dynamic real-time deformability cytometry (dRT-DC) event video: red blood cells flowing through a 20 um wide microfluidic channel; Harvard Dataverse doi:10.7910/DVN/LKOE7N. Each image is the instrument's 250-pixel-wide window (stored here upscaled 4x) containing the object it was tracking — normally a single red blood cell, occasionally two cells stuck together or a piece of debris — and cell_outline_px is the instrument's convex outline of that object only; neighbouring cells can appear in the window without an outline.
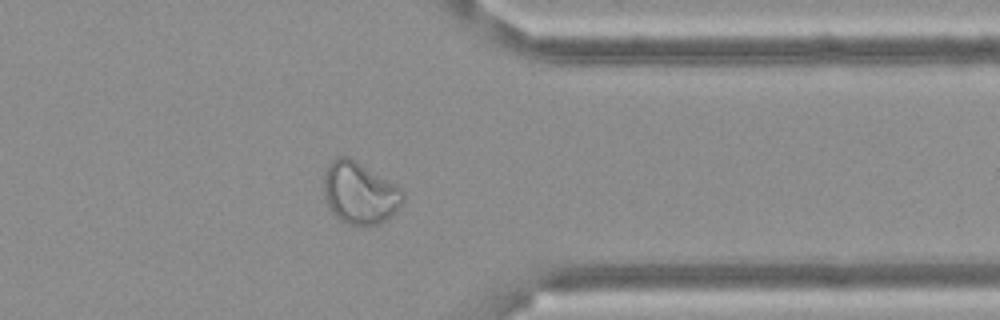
{"species": "Egyptian fruit bat (a non-hibernating species)", "species_latin": "Rousettus aegyptiacus", "temperature_condition": "cold", "stored_images_in_passage": 58, "camera_frame_rate_fps": 3000, "um_per_image_px": 0.085, "frame": {"image": 1, "passage_image": 47, "time_ms": 15.333, "image_size_px": [1000, 320], "cell_outline_px": [[404, 200], [396, 212], [388, 220], [380, 224], [368, 228], [348, 224], [340, 220], [328, 208], [324, 196], [324, 172], [328, 164], [336, 156], [348, 156], [356, 160], [404, 188]], "centroid_in_image_um": [30.61, 16.42], "position_along_channel_um": 380.8, "area_um2": 29.59}}
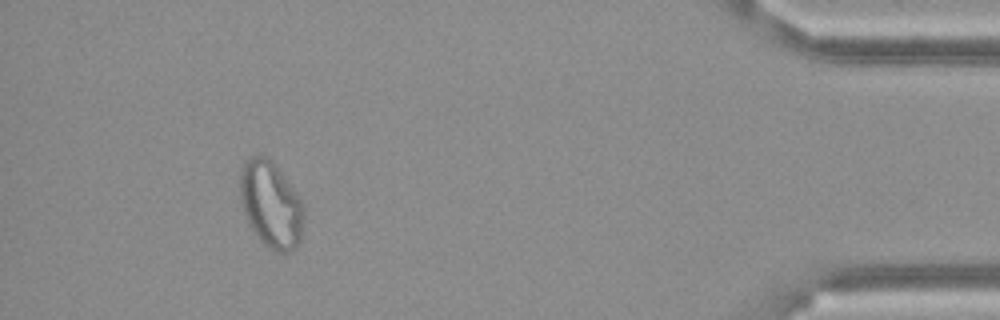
{"frame": {"image": 2, "passage_image": 54, "time_ms": 17.667, "image_size_px": [1000, 320], "cell_outline_px": [[304, 212], [300, 240], [296, 248], [288, 252], [280, 252], [264, 244], [260, 240], [252, 228], [244, 212], [240, 200], [240, 168], [244, 160], [252, 156], [264, 156], [272, 160], [292, 188], [300, 200], [304, 208]], "centroid_in_image_um": [23.01, 17.36], "position_along_channel_um": 412.2, "area_um2": 31.67}}